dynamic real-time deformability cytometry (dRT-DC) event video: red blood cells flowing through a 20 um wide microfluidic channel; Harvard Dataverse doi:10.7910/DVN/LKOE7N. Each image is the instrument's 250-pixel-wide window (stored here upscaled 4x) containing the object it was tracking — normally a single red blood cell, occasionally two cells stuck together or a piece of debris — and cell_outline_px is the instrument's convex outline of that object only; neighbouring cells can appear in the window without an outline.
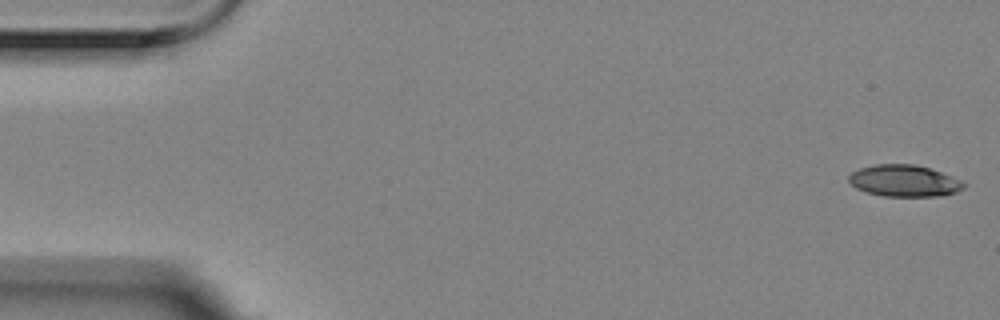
{"species": "Egyptian fruit bat (a non-hibernating species)", "species_latin": "Rousettus aegyptiacus", "temperature_condition": "room temperature", "stored_images_in_passage": 6, "camera_frame_rate_fps": 3000, "um_per_image_px": 0.085, "animal": {"sex": "female"}, "frame": {"image": 1, "passage_image": 1, "time_ms": 0.0, "image_size_px": [1000, 320], "cell_outline_px": [[964, 188], [956, 192], [944, 196], [884, 196], [868, 192], [856, 188], [848, 180], [848, 176], [852, 172], [860, 168], [876, 164], [916, 164], [952, 176], [960, 180], [964, 184]], "centroid_in_image_um": [76.86, 15.37], "position_along_channel_um": 8.1, "area_um2": 21.1}}